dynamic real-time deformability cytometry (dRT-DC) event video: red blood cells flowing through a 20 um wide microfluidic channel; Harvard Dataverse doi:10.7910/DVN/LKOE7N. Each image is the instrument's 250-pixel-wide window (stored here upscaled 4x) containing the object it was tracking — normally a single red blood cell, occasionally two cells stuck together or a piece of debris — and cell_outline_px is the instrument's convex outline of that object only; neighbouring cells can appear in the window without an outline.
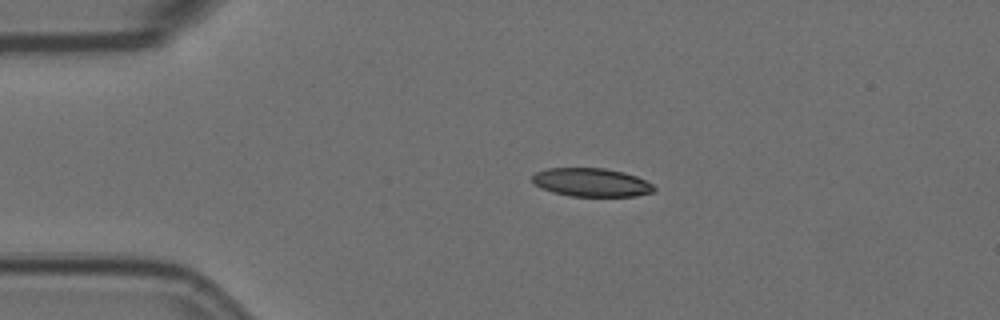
{"species": "Egyptian fruit bat (a non-hibernating species)", "species_latin": "Rousettus aegyptiacus", "temperature_condition": "room temperature", "stored_images_in_passage": 4, "camera_frame_rate_fps": 3000, "um_per_image_px": 0.085, "animal": {"sex": "female"}, "frame": {"image": 1, "passage_image": 3, "time_ms": 0.667, "image_size_px": [1000, 320], "cell_outline_px": [[656, 188], [652, 192], [636, 196], [572, 196], [552, 192], [536, 184], [532, 180], [532, 176], [536, 172], [548, 168], [604, 168], [624, 172], [636, 176], [652, 184]], "centroid_in_image_um": [50.28, 15.5], "position_along_channel_um": 34.7, "area_um2": 20.0}}